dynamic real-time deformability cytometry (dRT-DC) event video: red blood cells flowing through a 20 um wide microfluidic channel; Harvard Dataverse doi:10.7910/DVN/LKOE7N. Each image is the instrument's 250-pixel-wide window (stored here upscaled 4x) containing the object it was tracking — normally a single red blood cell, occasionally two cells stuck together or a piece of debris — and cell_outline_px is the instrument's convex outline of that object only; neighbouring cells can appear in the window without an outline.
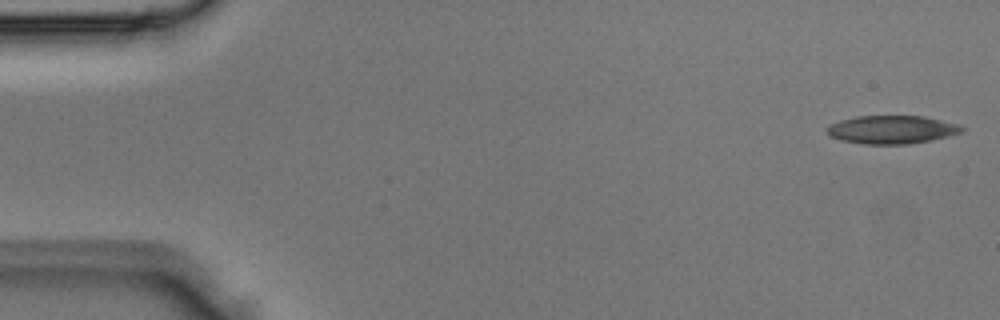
{"species": "Egyptian fruit bat (a non-hibernating species)", "species_latin": "Rousettus aegyptiacus", "temperature_condition": "room temperature", "stored_images_in_passage": 5, "camera_frame_rate_fps": 3000, "um_per_image_px": 0.085, "animal": {"sex": "male"}, "frame": {"image": 1, "passage_image": 1, "time_ms": 0.0, "image_size_px": [1000, 320], "cell_outline_px": [[968, 128], [964, 132], [932, 140], [908, 144], [864, 144], [844, 140], [832, 136], [828, 132], [828, 128], [832, 124], [840, 120], [856, 116], [924, 116], [960, 124]], "centroid_in_image_um": [75.92, 11.01], "position_along_channel_um": 9.1, "area_um2": 22.14}}